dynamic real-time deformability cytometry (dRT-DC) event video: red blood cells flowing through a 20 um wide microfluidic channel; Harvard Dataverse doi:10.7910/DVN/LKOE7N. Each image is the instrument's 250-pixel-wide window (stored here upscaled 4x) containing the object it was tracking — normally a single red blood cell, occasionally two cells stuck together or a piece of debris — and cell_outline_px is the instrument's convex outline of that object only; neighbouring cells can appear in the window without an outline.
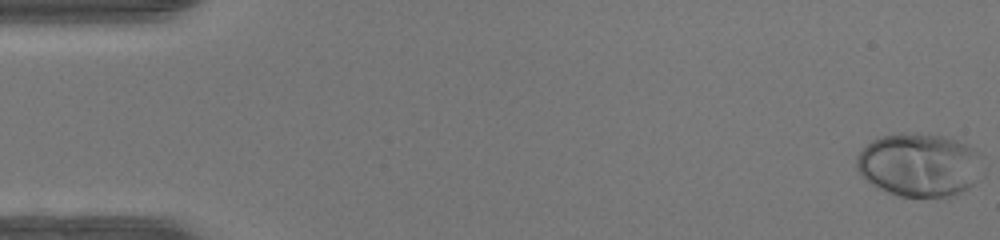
{"species": "human", "species_latin": "Homo sapiens", "temperature_condition": "warm", "stored_images_in_passage": 48, "camera_frame_rate_fps": 3000, "um_per_image_px": 0.085, "donor": {"sex": "female"}, "frame": {"image": 1, "passage_image": 1, "time_ms": 0.0, "image_size_px": [1000, 240], "cell_outline_px": [[976, 180], [968, 188], [960, 192], [948, 196], [900, 196], [888, 192], [872, 184], [860, 176], [856, 168], [856, 156], [872, 140], [884, 136], [904, 132], [916, 132], [940, 136], [956, 140], [972, 148], [976, 152]], "centroid_in_image_um": [78.02, 14.0], "position_along_channel_um": 7.0, "area_um2": 45.49}}
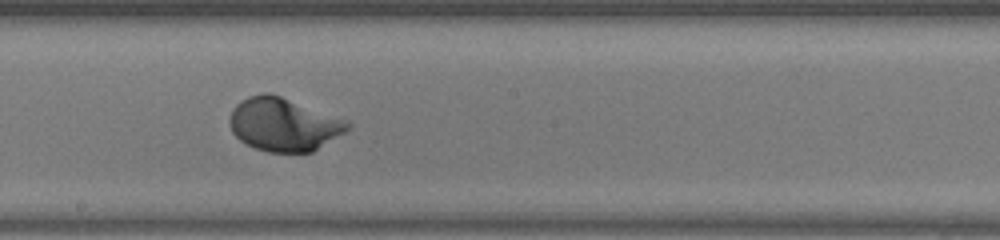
{"frame": {"image": 2, "passage_image": 27, "time_ms": 8.667, "image_size_px": [1000, 240], "cell_outline_px": [[352, 128], [312, 152], [268, 152], [256, 148], [240, 140], [232, 132], [228, 124], [228, 120], [232, 108], [240, 100], [248, 96], [264, 92], [268, 92], [280, 96], [348, 120], [352, 124]], "centroid_in_image_um": [24.1, 10.57], "position_along_channel_um": 224.1, "area_um2": 36.76}}
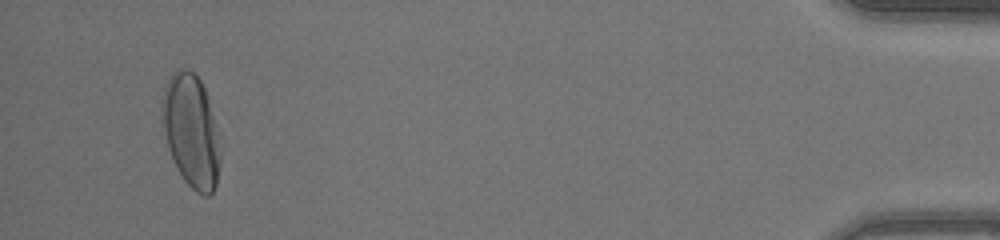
{"frame": {"image": 3, "passage_image": 46, "time_ms": 15.0, "image_size_px": [1000, 240], "cell_outline_px": [[220, 160], [216, 184], [212, 192], [208, 196], [204, 196], [196, 192], [184, 180], [176, 168], [168, 148], [164, 128], [160, 100], [164, 88], [172, 72], [180, 68], [188, 68], [200, 80], [208, 96], [220, 156]], "centroid_in_image_um": [16.21, 11.12], "position_along_channel_um": 419.0, "area_um2": 37.74}, "authors_computed_cell_mechanics": {"area_um2": 36.3562, "velocity_mm_per_s": 4.3254, "shape_relaxation_time_tau1_ms": 2.1525, "shape_relaxation_time_tau2_ms": null, "deformation_change_tau1": 0.18, "deformation_change_tau2": null}}